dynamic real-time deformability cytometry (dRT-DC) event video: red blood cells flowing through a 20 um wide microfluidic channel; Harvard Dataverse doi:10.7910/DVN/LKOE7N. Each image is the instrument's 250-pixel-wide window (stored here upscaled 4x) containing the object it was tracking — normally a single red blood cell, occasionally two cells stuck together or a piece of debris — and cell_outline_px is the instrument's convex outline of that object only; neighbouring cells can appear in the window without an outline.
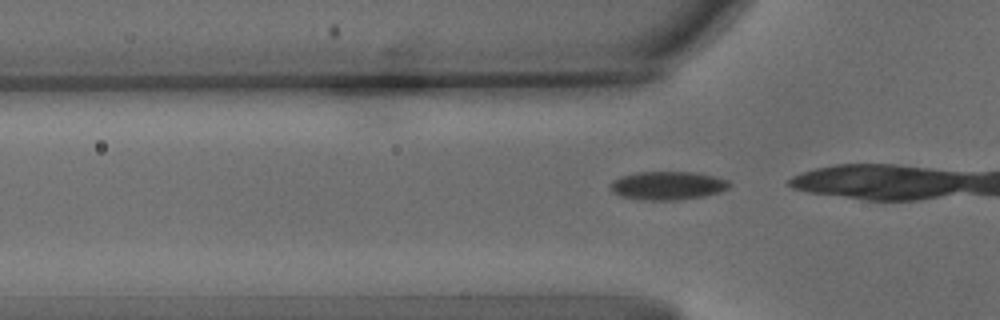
{"species": "common noctule bat (a hibernating species)", "species_latin": "Nyctalus noctula", "temperature_condition": "warm", "stored_images_in_passage": 21, "camera_frame_rate_fps": 3000, "um_per_image_px": 0.085, "animal": {"sex": "male", "body_mass_g": 15.6}, "frame": {"image": 1, "passage_image": 14, "time_ms": 4.333, "image_size_px": [1000, 320], "cell_outline_px": [[732, 184], [728, 188], [720, 192], [704, 196], [680, 200], [644, 200], [620, 196], [612, 192], [612, 180], [620, 176], [636, 172], [696, 172], [728, 180]], "centroid_in_image_um": [56.76, 15.77], "position_along_channel_um": 69.0, "area_um2": 19.77}}
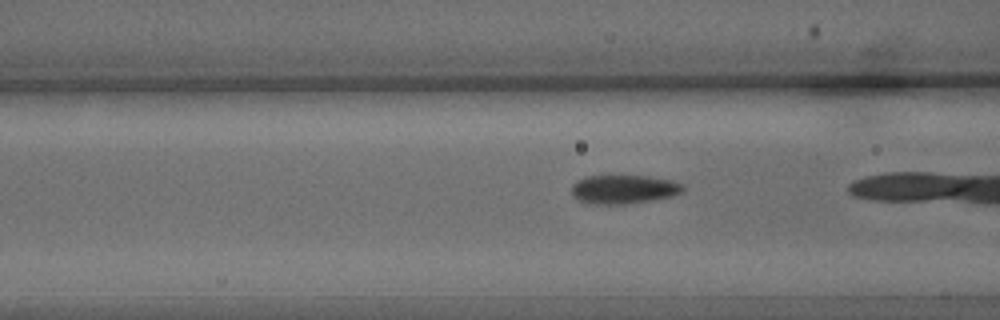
{"frame": {"image": 2, "passage_image": 18, "time_ms": 5.667, "image_size_px": [1000, 320], "cell_outline_px": [[684, 188], [680, 192], [672, 196], [652, 200], [624, 204], [592, 204], [580, 200], [572, 192], [572, 184], [576, 180], [588, 176], [648, 176], [672, 180], [684, 184]], "centroid_in_image_um": [53.04, 16.08], "position_along_channel_um": 113.6, "area_um2": 18.55}}